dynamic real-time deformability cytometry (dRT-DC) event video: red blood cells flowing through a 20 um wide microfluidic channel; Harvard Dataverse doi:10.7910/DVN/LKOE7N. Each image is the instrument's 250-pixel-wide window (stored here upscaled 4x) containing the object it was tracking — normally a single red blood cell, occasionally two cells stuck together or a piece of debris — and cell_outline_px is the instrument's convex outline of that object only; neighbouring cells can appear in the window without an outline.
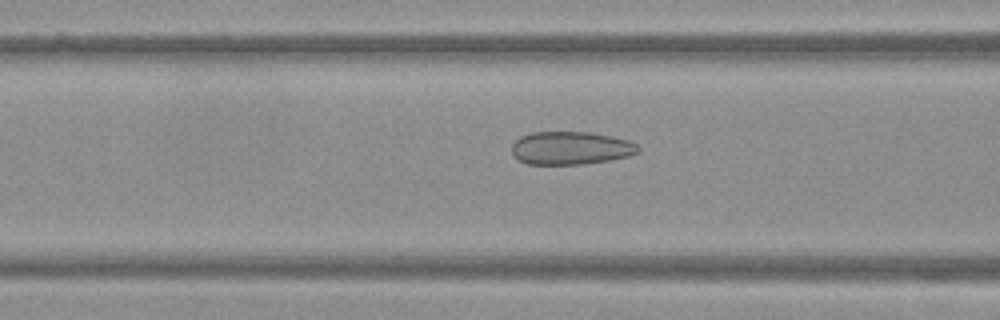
{"species": "Egyptian fruit bat (a non-hibernating species)", "species_latin": "Rousettus aegyptiacus", "temperature_condition": "warm", "stored_images_in_passage": 45, "camera_frame_rate_fps": 3000, "um_per_image_px": 0.085, "frame": {"image": 1, "passage_image": 15, "time_ms": 4.667, "image_size_px": [1000, 320], "cell_outline_px": [[640, 152], [628, 156], [608, 160], [584, 164], [528, 164], [520, 160], [512, 152], [512, 144], [520, 136], [532, 132], [588, 132], [612, 136], [628, 140], [636, 144], [640, 148]], "centroid_in_image_um": [48.53, 12.58], "position_along_channel_um": 118.1, "area_um2": 24.28}}
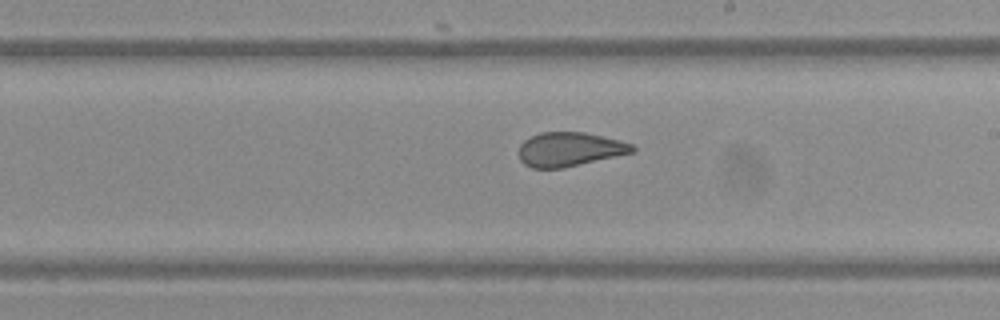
{"frame": {"image": 2, "passage_image": 24, "time_ms": 7.667, "image_size_px": [1000, 320], "cell_outline_px": [[636, 152], [560, 168], [532, 168], [524, 164], [520, 160], [520, 144], [524, 140], [540, 132], [584, 132], [632, 144], [636, 148]], "centroid_in_image_um": [48.4, 12.69], "position_along_channel_um": 240.6, "area_um2": 22.25}}
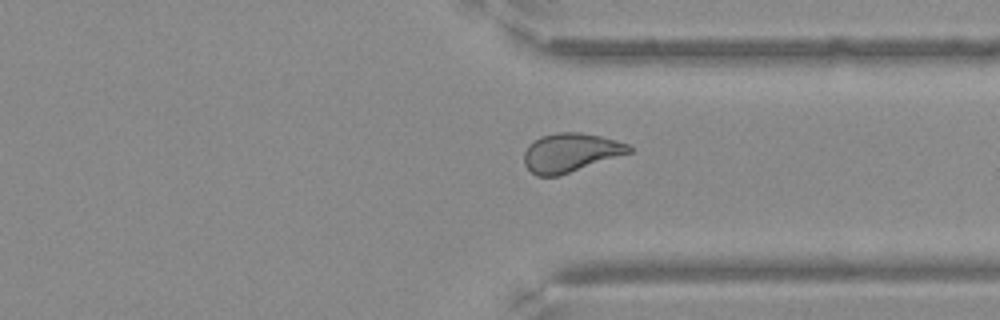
{"frame": {"image": 3, "passage_image": 33, "time_ms": 10.667, "image_size_px": [1000, 320], "cell_outline_px": [[632, 152], [560, 176], [536, 176], [524, 164], [524, 152], [528, 144], [540, 136], [556, 132], [580, 132], [600, 136], [616, 140], [628, 144], [632, 148]], "centroid_in_image_um": [48.48, 12.97], "position_along_channel_um": 362.9, "area_um2": 23.93}}